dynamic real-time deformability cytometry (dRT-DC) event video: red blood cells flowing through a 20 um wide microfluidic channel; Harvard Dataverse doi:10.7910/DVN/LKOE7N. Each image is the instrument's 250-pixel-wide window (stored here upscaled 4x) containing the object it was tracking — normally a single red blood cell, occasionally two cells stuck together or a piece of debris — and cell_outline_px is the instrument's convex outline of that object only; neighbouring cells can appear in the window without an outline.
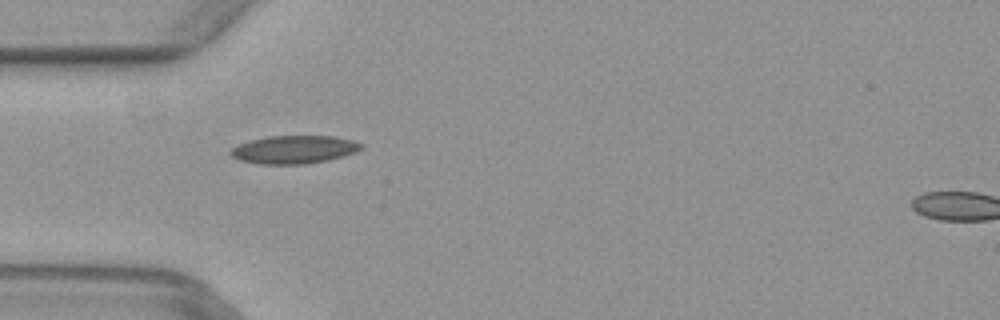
{"species": "common noctule bat (a hibernating species)", "species_latin": "Nyctalus noctula", "temperature_condition": "warm", "stored_images_in_passage": 4, "camera_frame_rate_fps": 3000, "um_per_image_px": 0.085, "animal": {"sex": "female", "body_mass_g": 29.2, "forearm_length_mm": 56.3}, "frame": {"image": 1, "passage_image": 3, "time_ms": 0.667, "image_size_px": [1000, 320], "cell_outline_px": [[364, 148], [356, 152], [344, 156], [328, 160], [304, 164], [260, 164], [240, 160], [232, 156], [228, 152], [232, 148], [240, 144], [252, 140], [268, 136], [336, 136], [352, 140], [364, 144]], "centroid_in_image_um": [25.05, 12.71], "position_along_channel_um": 60.0, "area_um2": 21.39}}
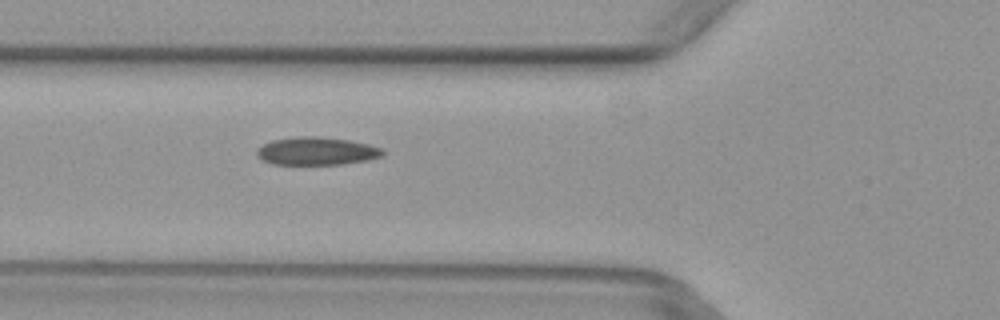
{"frame": {"image": 2, "passage_image": 4, "time_ms": 1.0, "image_size_px": [1000, 320], "cell_outline_px": [[384, 156], [368, 160], [340, 164], [272, 164], [264, 160], [256, 152], [256, 148], [272, 140], [296, 136], [320, 136], [348, 140], [368, 144], [384, 148]], "centroid_in_image_um": [26.95, 12.83], "position_along_channel_um": 98.9, "area_um2": 20.52}}